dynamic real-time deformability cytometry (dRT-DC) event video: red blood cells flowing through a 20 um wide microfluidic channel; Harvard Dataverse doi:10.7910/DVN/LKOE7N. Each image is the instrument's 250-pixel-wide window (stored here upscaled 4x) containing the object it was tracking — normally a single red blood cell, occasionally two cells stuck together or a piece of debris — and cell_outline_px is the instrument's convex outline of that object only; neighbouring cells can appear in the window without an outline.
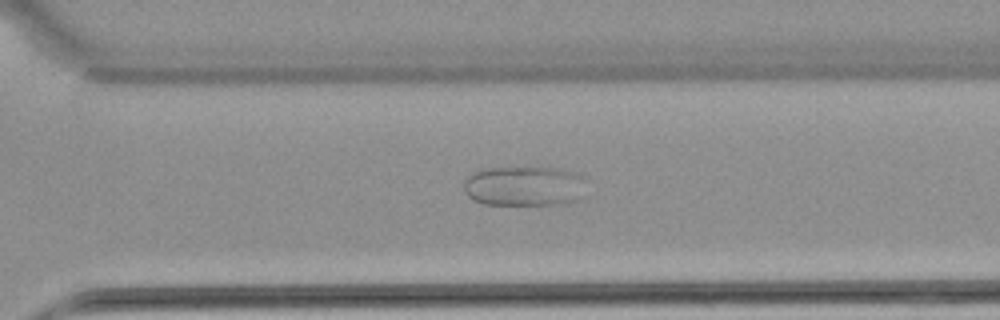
{"species": "common noctule bat (a hibernating species)", "species_latin": "Nyctalus noctula", "temperature_condition": "warm", "stored_images_in_passage": 47, "camera_frame_rate_fps": 3000, "um_per_image_px": 0.085, "animal": {"sex": "female", "body_mass_g": 22.7, "forearm_length_mm": 54.2}, "frame": {"image": 1, "passage_image": 33, "time_ms": 10.667, "image_size_px": [1000, 320], "cell_outline_px": [[592, 180], [584, 196], [580, 200], [564, 204], [484, 204], [472, 200], [464, 192], [464, 176], [480, 168], [524, 164], [560, 168], [576, 172]], "centroid_in_image_um": [44.65, 15.75], "position_along_channel_um": 325.9, "area_um2": 30.87}}